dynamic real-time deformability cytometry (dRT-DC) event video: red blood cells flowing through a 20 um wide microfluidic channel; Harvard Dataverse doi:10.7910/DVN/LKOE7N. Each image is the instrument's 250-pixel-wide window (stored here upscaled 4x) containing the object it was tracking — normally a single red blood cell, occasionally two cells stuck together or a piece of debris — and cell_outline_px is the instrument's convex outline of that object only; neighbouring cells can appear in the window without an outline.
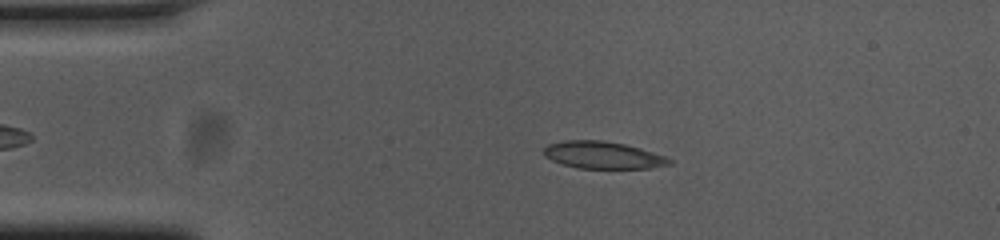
{"species": "common noctule bat (a hibernating species)", "species_latin": "Nyctalus noctula", "temperature_condition": "cold", "stored_images_in_passage": 47, "camera_frame_rate_fps": 3000, "um_per_image_px": 0.085, "animal": {"sex": "female", "body_mass_g": 23.0, "forearm_length_mm": 53.4}, "frame": {"image": 1, "passage_image": 10, "time_ms": 3.0, "image_size_px": [1000, 240], "cell_outline_px": [[672, 164], [652, 168], [576, 168], [552, 160], [544, 156], [544, 148], [548, 144], [564, 140], [600, 140], [624, 144], [640, 148], [664, 156], [672, 160]], "centroid_in_image_um": [51.24, 13.18], "position_along_channel_um": 33.8, "area_um2": 19.77}}
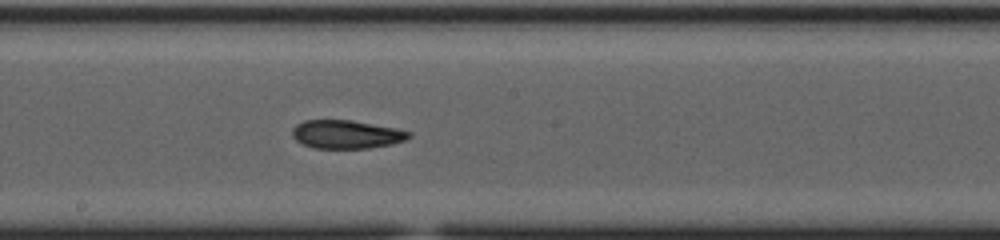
{"frame": {"image": 2, "passage_image": 28, "time_ms": 9.0, "image_size_px": [1000, 240], "cell_outline_px": [[412, 136], [404, 140], [392, 144], [368, 148], [312, 148], [296, 140], [292, 136], [292, 128], [296, 124], [304, 120], [352, 120], [396, 128], [412, 132]], "centroid_in_image_um": [29.44, 11.41], "position_along_channel_um": 218.8, "area_um2": 19.36}}
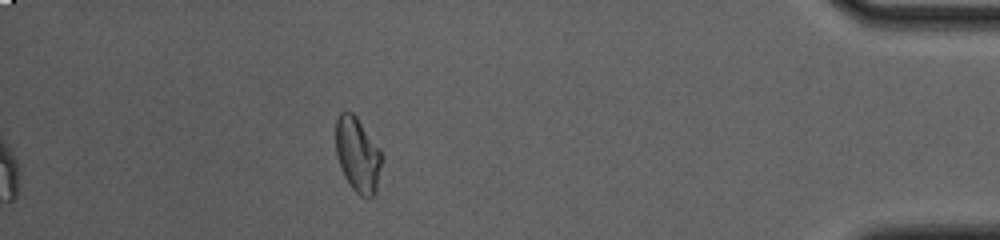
{"frame": {"image": 3, "passage_image": 47, "time_ms": 15.333, "image_size_px": [1000, 240], "cell_outline_px": [[384, 156], [376, 192], [372, 196], [360, 196], [352, 188], [344, 176], [340, 168], [336, 156], [336, 120], [340, 112], [344, 108], [352, 112], [356, 116], [380, 148]], "centroid_in_image_um": [30.41, 13.12], "position_along_channel_um": 404.8, "area_um2": 20.46}, "authors_computed_cell_mechanics": {"area_um2": 20.1144, "velocity_mm_per_s": 3.7439, "shape_relaxation_time_tau1_ms": null, "shape_relaxation_time_tau2_ms": 2.9885, "deformation_change_tau1": null, "deformation_change_tau2": 0.0795}}